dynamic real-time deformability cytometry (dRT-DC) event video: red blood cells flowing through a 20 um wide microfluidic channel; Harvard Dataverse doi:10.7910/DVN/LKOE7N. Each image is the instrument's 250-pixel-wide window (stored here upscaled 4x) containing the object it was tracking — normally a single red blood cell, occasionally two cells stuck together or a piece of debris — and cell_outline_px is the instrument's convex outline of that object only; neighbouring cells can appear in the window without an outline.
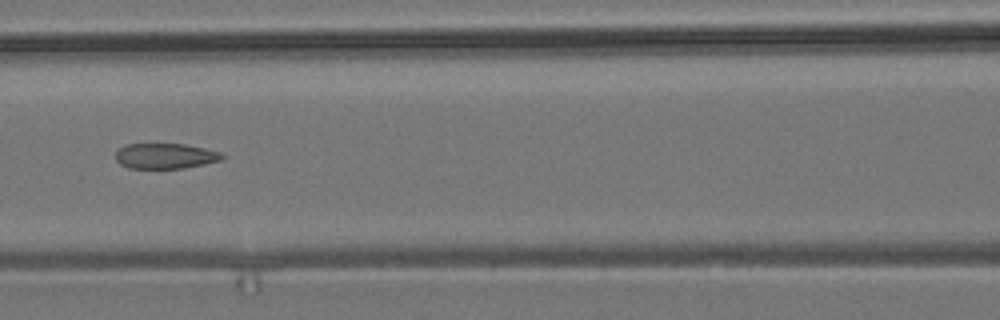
{"species": "common noctule bat (a hibernating species)", "species_latin": "Nyctalus noctula", "temperature_condition": "room temperature", "stored_images_in_passage": 20, "camera_frame_rate_fps": 3000, "um_per_image_px": 0.085, "animal": {"sex": "male", "body_mass_g": 19.2, "forearm_length_mm": 51.8}, "frame": {"image": 1, "passage_image": 12, "time_ms": 3.667, "image_size_px": [1000, 320], "cell_outline_px": [[224, 156], [220, 160], [204, 164], [184, 168], [128, 168], [120, 164], [116, 160], [116, 152], [124, 144], [184, 144], [204, 148], [220, 152]], "centroid_in_image_um": [14.02, 13.26], "position_along_channel_um": 152.6, "area_um2": 15.66}}
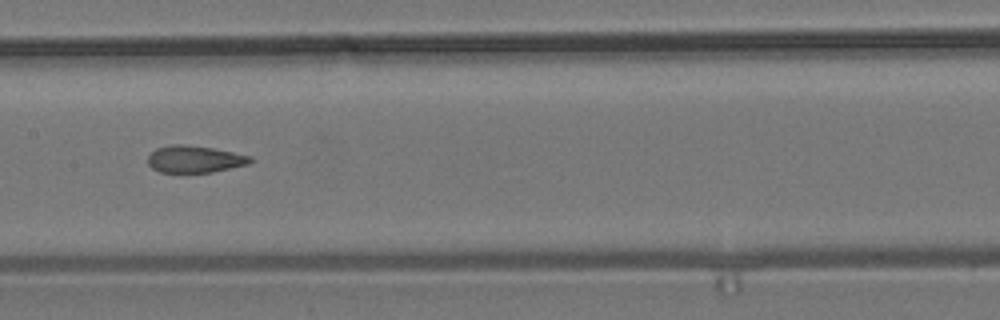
{"frame": {"image": 2, "passage_image": 15, "time_ms": 4.667, "image_size_px": [1000, 320], "cell_outline_px": [[252, 160], [248, 164], [212, 172], [160, 172], [152, 168], [148, 164], [148, 156], [156, 148], [168, 144], [184, 144], [212, 148], [252, 156]], "centroid_in_image_um": [16.52, 13.52], "position_along_channel_um": 190.9, "area_um2": 16.07}}